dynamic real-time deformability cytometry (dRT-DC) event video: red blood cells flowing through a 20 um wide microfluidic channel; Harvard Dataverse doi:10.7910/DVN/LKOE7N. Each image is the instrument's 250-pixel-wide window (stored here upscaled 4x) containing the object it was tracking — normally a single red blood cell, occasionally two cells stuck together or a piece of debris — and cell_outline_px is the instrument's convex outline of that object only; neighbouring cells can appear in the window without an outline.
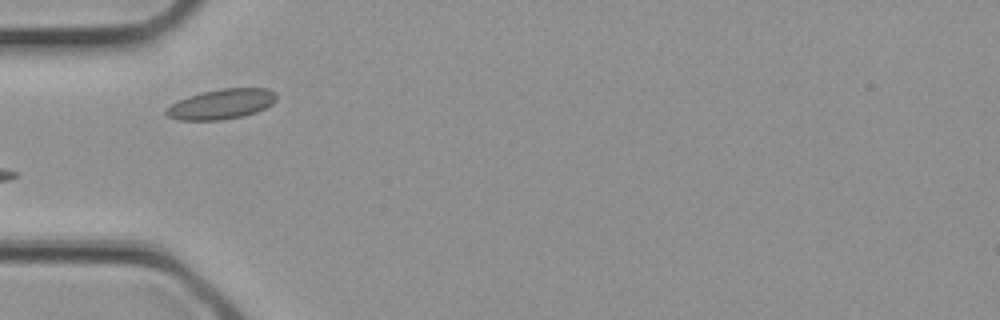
{"species": "common noctule bat (a hibernating species)", "species_latin": "Nyctalus noctula", "temperature_condition": "cold", "stored_images_in_passage": 1, "camera_frame_rate_fps": 3000, "um_per_image_px": 0.085, "animal": {"sex": "female", "body_mass_g": 21.9}, "frame": {"image": 1, "passage_image": 1, "time_ms": 0.0, "image_size_px": [1000, 320], "cell_outline_px": [[276, 100], [272, 104], [256, 112], [244, 116], [220, 120], [180, 120], [168, 116], [164, 112], [164, 108], [188, 96], [220, 88], [268, 88], [276, 92]], "centroid_in_image_um": [18.83, 8.84], "position_along_channel_um": 66.2, "area_um2": 19.31}}